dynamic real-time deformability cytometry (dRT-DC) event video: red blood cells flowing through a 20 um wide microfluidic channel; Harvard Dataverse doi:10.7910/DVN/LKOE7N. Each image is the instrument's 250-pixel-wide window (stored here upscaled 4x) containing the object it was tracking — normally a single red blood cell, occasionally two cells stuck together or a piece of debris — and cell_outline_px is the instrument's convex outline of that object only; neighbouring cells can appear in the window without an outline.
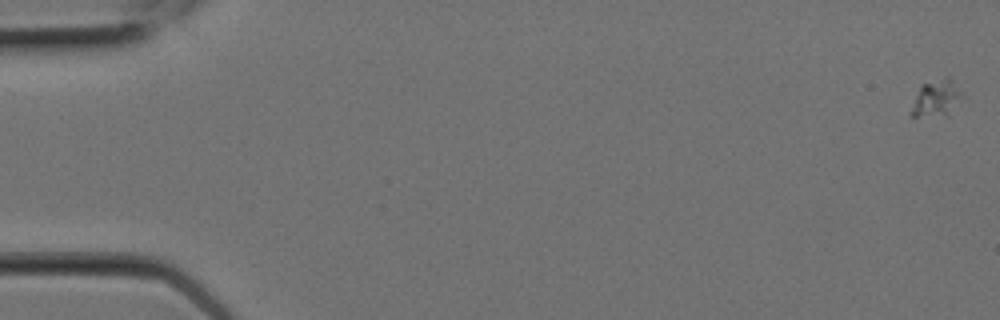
{"species": "Egyptian fruit bat (a non-hibernating species)", "species_latin": "Rousettus aegyptiacus", "temperature_condition": "room temperature", "stored_images_in_passage": 7, "camera_frame_rate_fps": 3000, "um_per_image_px": 0.085, "animal": {"sex": "female"}, "frame": {"image": 1, "passage_image": 1, "time_ms": 0.0, "image_size_px": [1000, 320], "cell_outline_px": [[964, 96], [948, 116], [912, 116], [912, 108], [920, 84], [948, 76], [964, 92]], "centroid_in_image_um": [79.66, 8.33], "position_along_channel_um": 5.3, "area_um2": 10.98}}